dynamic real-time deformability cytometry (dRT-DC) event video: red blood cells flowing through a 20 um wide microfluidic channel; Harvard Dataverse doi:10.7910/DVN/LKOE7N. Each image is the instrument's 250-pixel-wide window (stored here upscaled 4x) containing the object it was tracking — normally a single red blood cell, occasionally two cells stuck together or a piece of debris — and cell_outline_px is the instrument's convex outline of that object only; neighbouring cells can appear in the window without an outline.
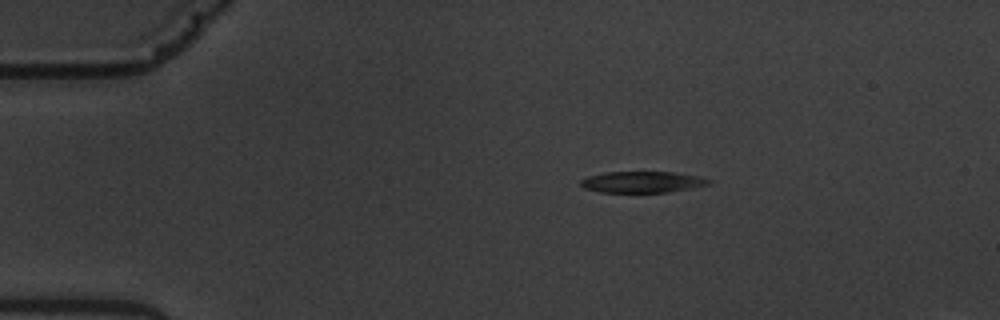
{"species": "common noctule bat (a hibernating species)", "species_latin": "Nyctalus noctula", "temperature_condition": "warm", "stored_images_in_passage": 7, "camera_frame_rate_fps": 3000, "um_per_image_px": 0.085, "animal": {"sex": "male", "body_mass_g": 19.5, "forearm_length_mm": 54.6}, "frame": {"image": 1, "passage_image": 1, "time_ms": 0.0, "image_size_px": [1000, 320], "cell_outline_px": [[712, 184], [668, 192], [600, 192], [584, 188], [580, 184], [580, 180], [588, 176], [604, 172], [676, 172], [700, 176], [712, 180]], "centroid_in_image_um": [54.62, 15.46], "position_along_channel_um": 30.4, "area_um2": 15.95}}
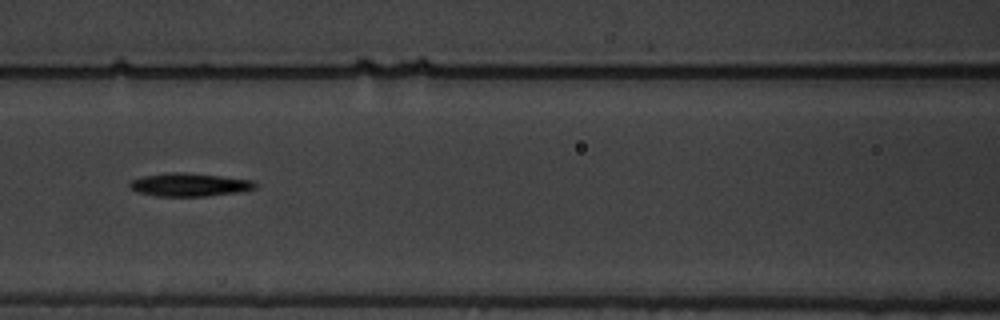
{"frame": {"image": 2, "passage_image": 5, "time_ms": 5.0, "image_size_px": [1000, 320], "cell_outline_px": [[256, 188], [240, 192], [208, 196], [156, 196], [136, 192], [128, 184], [132, 180], [144, 176], [172, 172], [184, 172], [220, 176], [252, 180], [256, 184]], "centroid_in_image_um": [16.11, 15.71], "position_along_channel_um": 150.5, "area_um2": 16.88}}
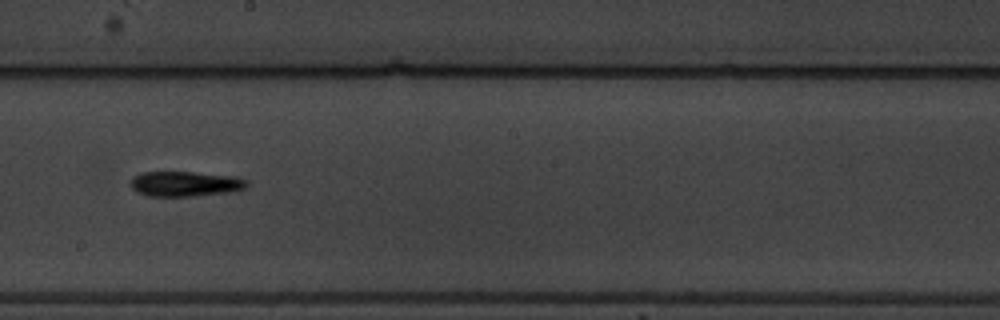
{"frame": {"image": 3, "passage_image": 7, "time_ms": 7.333, "image_size_px": [1000, 320], "cell_outline_px": [[248, 184], [244, 188], [232, 192], [192, 196], [148, 196], [136, 192], [128, 184], [132, 176], [140, 172], [192, 172], [236, 176], [248, 180]], "centroid_in_image_um": [15.7, 15.62], "position_along_channel_um": 232.5, "area_um2": 17.28}}